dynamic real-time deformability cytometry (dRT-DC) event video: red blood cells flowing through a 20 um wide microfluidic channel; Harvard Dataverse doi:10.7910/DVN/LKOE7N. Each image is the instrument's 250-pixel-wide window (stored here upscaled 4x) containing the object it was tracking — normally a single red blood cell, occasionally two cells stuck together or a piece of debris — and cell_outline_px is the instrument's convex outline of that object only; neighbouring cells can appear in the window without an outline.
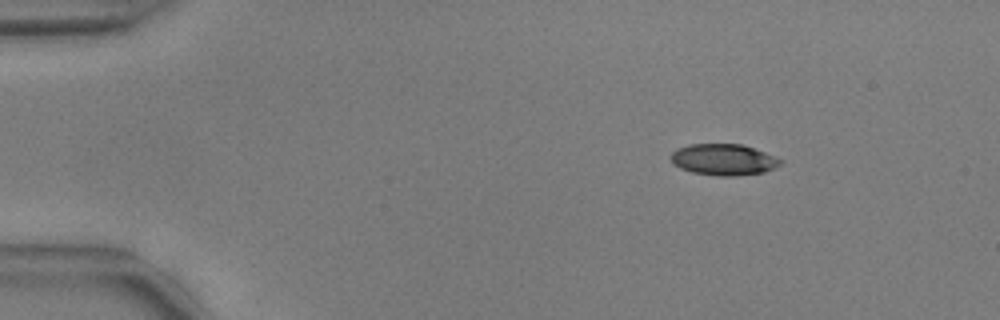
{"species": "common noctule bat (a hibernating species)", "species_latin": "Nyctalus noctula", "temperature_condition": "warm", "stored_images_in_passage": 47, "camera_frame_rate_fps": 3000, "um_per_image_px": 0.085, "animal": {"sex": "male", "body_mass_g": 17.9, "forearm_length_mm": 54.2}, "frame": {"image": 1, "passage_image": 1, "time_ms": 0.0, "image_size_px": [1000, 320], "cell_outline_px": [[784, 160], [780, 164], [764, 172], [736, 176], [716, 176], [692, 172], [680, 168], [672, 164], [672, 152], [676, 148], [688, 144], [744, 144]], "centroid_in_image_um": [61.48, 13.56], "position_along_channel_um": 23.5, "area_um2": 20.06}}
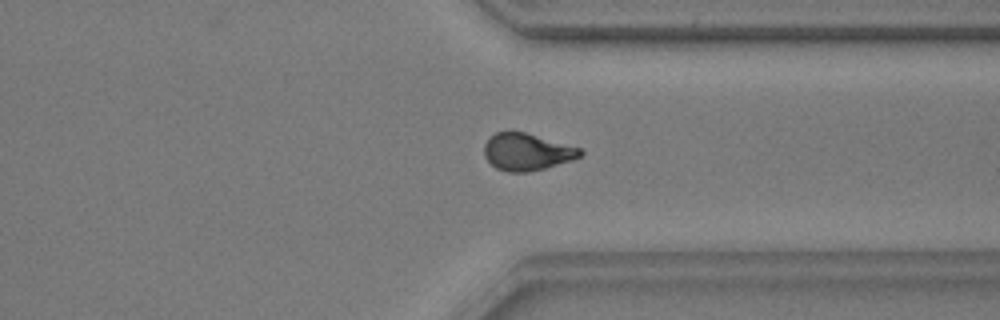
{"frame": {"image": 2, "passage_image": 35, "time_ms": 11.333, "image_size_px": [1000, 320], "cell_outline_px": [[584, 152], [580, 156], [572, 160], [544, 168], [528, 172], [508, 172], [496, 168], [484, 156], [484, 144], [496, 132], [524, 132], [580, 148]], "centroid_in_image_um": [44.78, 12.92], "position_along_channel_um": 366.6, "area_um2": 20.4}}
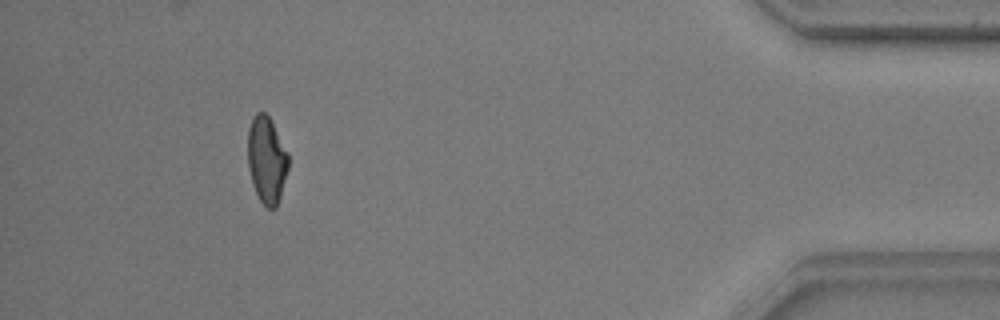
{"frame": {"image": 3, "passage_image": 43, "time_ms": 14.0, "image_size_px": [1000, 320], "cell_outline_px": [[288, 168], [280, 196], [276, 208], [268, 208], [260, 200], [252, 184], [248, 168], [248, 128], [252, 116], [256, 112], [264, 112], [268, 116], [288, 152]], "centroid_in_image_um": [22.65, 13.57], "position_along_channel_um": 412.6, "area_um2": 20.4}, "authors_computed_cell_mechanics": {"area_um2": 21.0392, "velocity_mm_per_s": 3.7677, "shape_relaxation_time_tau1_ms": 4.3134, "shape_relaxation_time_tau2_ms": 3.9376, "deformation_change_tau1": 0.1621, "deformation_change_tau2": 0.0874}}